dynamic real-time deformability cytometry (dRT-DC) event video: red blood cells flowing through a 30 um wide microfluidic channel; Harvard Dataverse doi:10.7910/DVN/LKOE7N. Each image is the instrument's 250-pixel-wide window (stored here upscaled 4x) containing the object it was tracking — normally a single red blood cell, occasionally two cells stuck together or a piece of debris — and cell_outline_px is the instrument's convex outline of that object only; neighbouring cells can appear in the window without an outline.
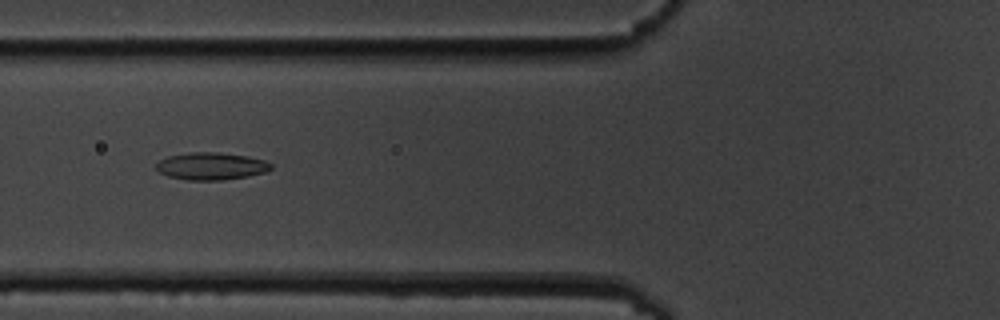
{"species": "common noctule bat (a hibernating species)", "species_latin": "Nyctalus noctula", "temperature_condition": "cold", "stored_images_in_passage": 14, "camera_frame_rate_fps": 3000, "um_per_image_px": 0.085, "animal": {"sex": "male", "body_mass_g": 19.5, "forearm_length_mm": 54.6}, "frame": {"image": 1, "passage_image": 5, "time_ms": 5.333, "image_size_px": [1000, 320], "cell_outline_px": [[272, 168], [264, 172], [248, 176], [220, 180], [188, 180], [168, 176], [160, 172], [156, 168], [156, 164], [160, 160], [168, 156], [188, 152], [216, 152], [248, 156], [264, 160], [272, 164]], "centroid_in_image_um": [17.94, 14.11], "position_along_channel_um": 107.9, "area_um2": 18.21}}
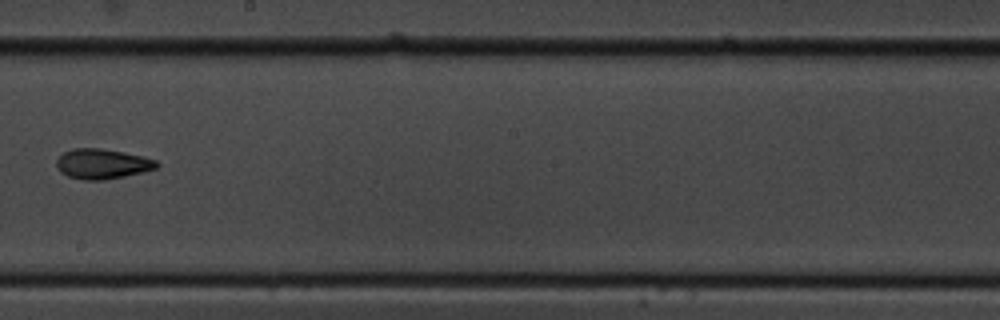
{"frame": {"image": 2, "passage_image": 8, "time_ms": 9.0, "image_size_px": [1000, 320], "cell_outline_px": [[160, 164], [156, 168], [144, 172], [104, 180], [84, 180], [68, 176], [60, 172], [56, 164], [56, 160], [64, 152], [72, 148], [100, 148], [124, 152], [144, 156], [156, 160]], "centroid_in_image_um": [8.71, 13.92], "position_along_channel_um": 239.5, "area_um2": 17.63}}
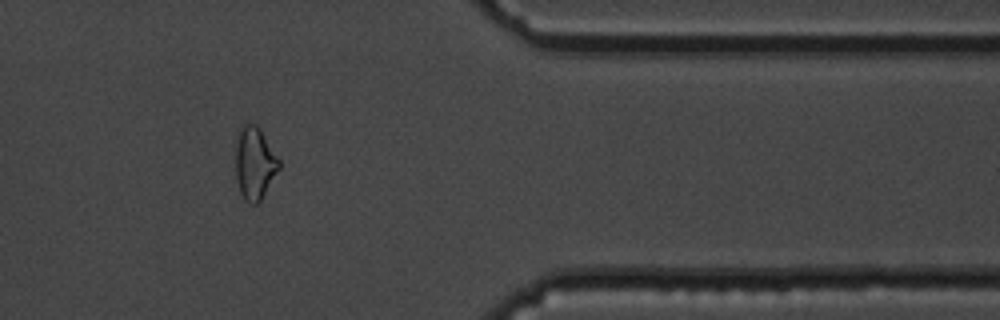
{"frame": {"image": 3, "passage_image": 12, "time_ms": 13.667, "image_size_px": [1000, 320], "cell_outline_px": [[280, 168], [260, 200], [256, 204], [248, 204], [244, 200], [240, 192], [236, 180], [236, 132], [244, 124], [256, 124], [260, 128], [280, 160]], "centroid_in_image_um": [21.63, 13.86], "position_along_channel_um": 389.8, "area_um2": 18.5}, "authors_computed_cell_mechanics": {"area_um2": 17.8891, "velocity_mm_per_s": 3.5993, "shape_relaxation_time_tau1_ms": null, "shape_relaxation_time_tau2_ms": 3.5742, "deformation_change_tau1": null, "deformation_change_tau2": 0.0866}}